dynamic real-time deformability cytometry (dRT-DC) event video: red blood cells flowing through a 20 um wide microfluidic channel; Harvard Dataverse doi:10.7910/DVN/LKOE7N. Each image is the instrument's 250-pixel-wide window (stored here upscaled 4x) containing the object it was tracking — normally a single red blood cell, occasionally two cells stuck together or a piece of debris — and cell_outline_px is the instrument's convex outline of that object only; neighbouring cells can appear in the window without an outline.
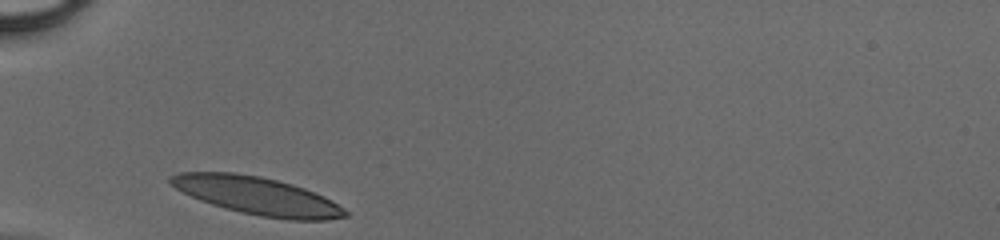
{"species": "human", "species_latin": "Homo sapiens", "temperature_condition": "cold", "stored_images_in_passage": 25, "camera_frame_rate_fps": 3000, "um_per_image_px": 0.085, "donor": {"sex": "male"}, "frame": {"image": 1, "passage_image": 1, "time_ms": 0.0, "image_size_px": [1000, 240], "cell_outline_px": [[348, 216], [328, 220], [288, 220], [260, 216], [240, 212], [224, 208], [200, 200], [176, 188], [168, 180], [168, 176], [180, 172], [236, 172], [260, 176], [292, 184], [304, 188], [324, 196], [332, 200], [344, 208], [348, 212]], "centroid_in_image_um": [21.89, 16.64], "position_along_channel_um": 63.1, "area_um2": 38.49}}
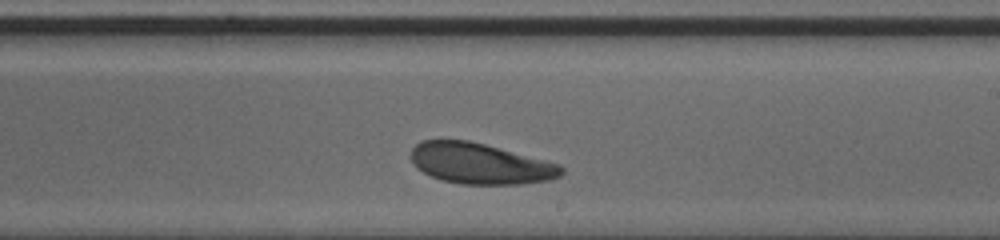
{"frame": {"image": 2, "passage_image": 15, "time_ms": 4.667, "image_size_px": [1000, 240], "cell_outline_px": [[564, 172], [560, 176], [552, 180], [520, 184], [460, 184], [440, 180], [416, 168], [412, 160], [412, 148], [420, 140], [468, 140], [484, 144], [560, 164], [564, 168]], "centroid_in_image_um": [40.83, 13.91], "position_along_channel_um": 248.2, "area_um2": 35.72}}
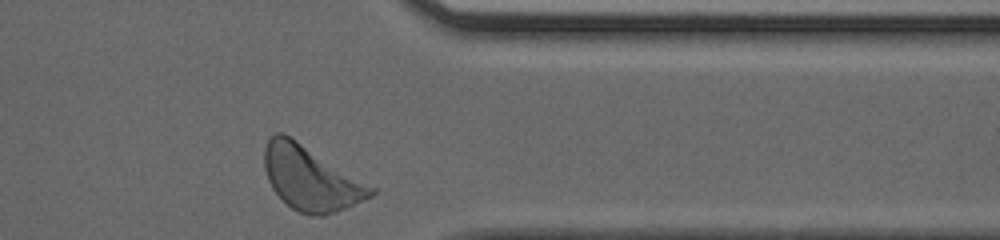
{"frame": {"image": 3, "passage_image": 25, "time_ms": 8.0, "image_size_px": [1000, 240], "cell_outline_px": [[376, 192], [372, 196], [364, 200], [336, 212], [324, 216], [308, 216], [292, 208], [272, 188], [268, 180], [264, 168], [264, 148], [268, 140], [276, 132], [284, 132], [376, 188]], "centroid_in_image_um": [26.41, 15.15], "position_along_channel_um": 385.0, "area_um2": 39.71}}